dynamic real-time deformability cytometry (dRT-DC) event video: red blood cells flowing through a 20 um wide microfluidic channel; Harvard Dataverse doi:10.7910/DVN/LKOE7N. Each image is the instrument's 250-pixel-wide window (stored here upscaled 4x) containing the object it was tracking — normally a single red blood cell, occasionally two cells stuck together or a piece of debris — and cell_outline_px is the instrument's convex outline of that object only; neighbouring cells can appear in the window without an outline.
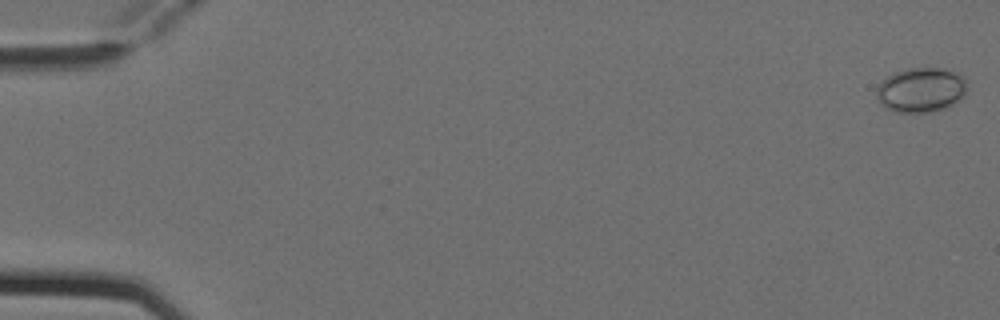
{"species": "Egyptian fruit bat (a non-hibernating species)", "species_latin": "Rousettus aegyptiacus", "temperature_condition": "cold", "stored_images_in_passage": 5, "camera_frame_rate_fps": 3000, "um_per_image_px": 0.085, "animal": {"sex": "female"}, "frame": {"image": 1, "passage_image": 1, "time_ms": 0.0, "image_size_px": [1000, 320], "cell_outline_px": [[964, 96], [960, 100], [944, 108], [928, 112], [896, 112], [880, 104], [876, 100], [876, 88], [892, 72], [908, 68], [944, 68], [956, 72], [964, 76]], "centroid_in_image_um": [78.25, 7.63], "position_along_channel_um": 6.7, "area_um2": 23.52}}
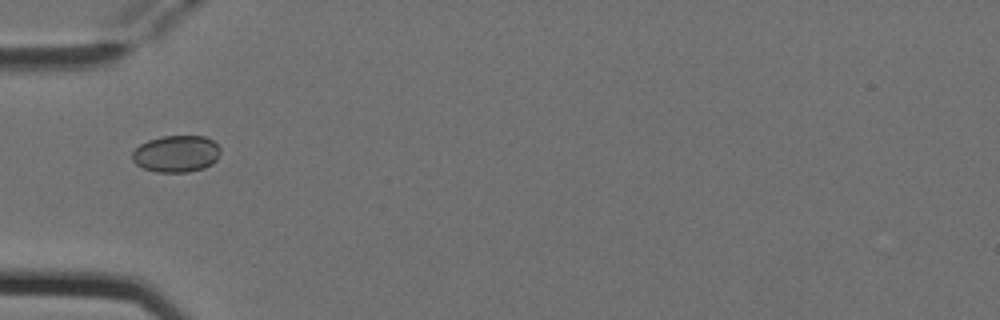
{"frame": {"image": 2, "passage_image": 5, "time_ms": 1.333, "image_size_px": [1000, 320], "cell_outline_px": [[220, 152], [216, 160], [212, 164], [204, 168], [188, 172], [156, 172], [144, 168], [136, 164], [132, 160], [132, 152], [140, 144], [148, 140], [160, 136], [204, 136], [212, 140], [220, 148]], "centroid_in_image_um": [14.98, 13.07], "position_along_channel_um": 70.0, "area_um2": 18.96}}